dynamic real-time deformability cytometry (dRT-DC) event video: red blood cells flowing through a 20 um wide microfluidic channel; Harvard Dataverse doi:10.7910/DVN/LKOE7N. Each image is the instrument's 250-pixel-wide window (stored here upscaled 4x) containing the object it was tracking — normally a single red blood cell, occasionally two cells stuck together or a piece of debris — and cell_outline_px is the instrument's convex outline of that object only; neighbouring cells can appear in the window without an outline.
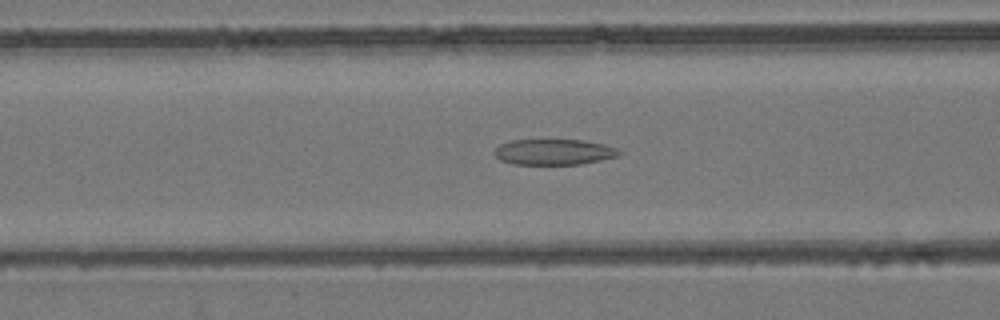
{"species": "common noctule bat (a hibernating species)", "species_latin": "Nyctalus noctula", "temperature_condition": "room temperature", "stored_images_in_passage": 47, "camera_frame_rate_fps": 3000, "um_per_image_px": 0.085, "animal": {"sex": "female", "body_mass_g": 24.6, "forearm_length_mm": 56.2}, "frame": {"image": 1, "passage_image": 15, "time_ms": 4.667, "image_size_px": [1000, 320], "cell_outline_px": [[624, 152], [616, 156], [600, 160], [580, 164], [512, 164], [500, 160], [492, 152], [500, 144], [512, 140], [584, 140], [604, 144], [616, 148]], "centroid_in_image_um": [47.07, 12.91], "position_along_channel_um": 119.5, "area_um2": 18.67}}
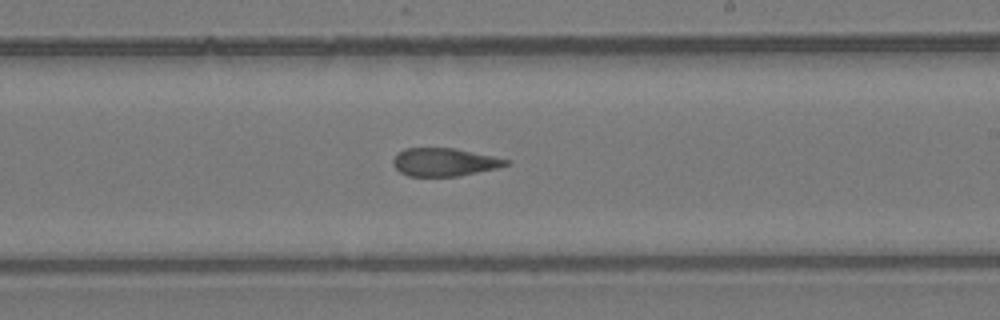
{"frame": {"image": 2, "passage_image": 25, "time_ms": 8.0, "image_size_px": [1000, 320], "cell_outline_px": [[508, 164], [496, 168], [460, 176], [408, 176], [400, 172], [392, 164], [392, 160], [404, 148], [456, 148], [492, 156], [508, 160]], "centroid_in_image_um": [37.73, 13.78], "position_along_channel_um": 251.3, "area_um2": 18.26}}
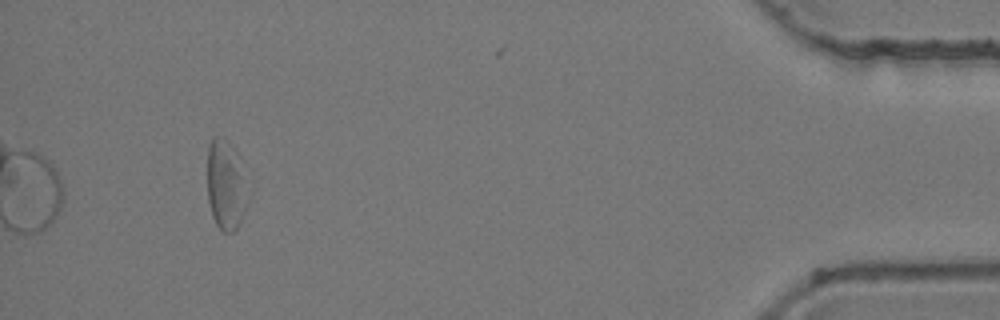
{"frame": {"image": 3, "passage_image": 43, "time_ms": 14.0, "image_size_px": [1000, 320], "cell_outline_px": [[252, 192], [240, 224], [232, 232], [224, 232], [216, 224], [212, 216], [208, 200], [208, 148], [212, 140], [216, 136], [228, 140], [232, 144], [252, 188]], "centroid_in_image_um": [19.27, 15.75], "position_along_channel_um": 415.9, "area_um2": 21.96}, "authors_computed_cell_mechanics": {"area_um2": 19.9988, "velocity_mm_per_s": 3.9509, "shape_relaxation_time_tau1_ms": null, "shape_relaxation_time_tau2_ms": 1.9673, "deformation_change_tau1": null, "deformation_change_tau2": 0.1006}}